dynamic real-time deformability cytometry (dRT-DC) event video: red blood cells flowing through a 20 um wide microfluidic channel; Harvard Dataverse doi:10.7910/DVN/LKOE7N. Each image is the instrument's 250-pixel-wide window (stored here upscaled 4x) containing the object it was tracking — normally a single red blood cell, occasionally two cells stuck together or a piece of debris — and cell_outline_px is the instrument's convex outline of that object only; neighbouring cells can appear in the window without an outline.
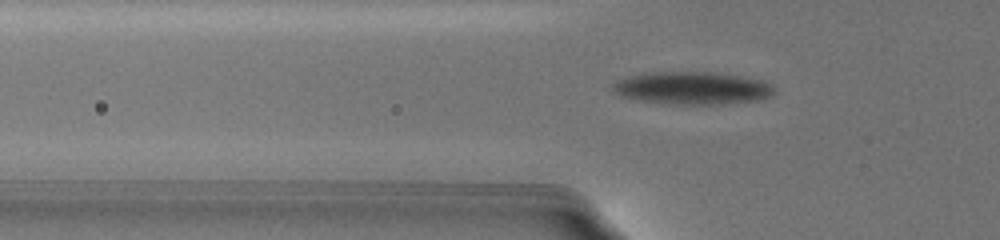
{"species": "common noctule bat (a hibernating species)", "species_latin": "Nyctalus noctula", "temperature_condition": "warm", "stored_images_in_passage": 4, "camera_frame_rate_fps": 3000, "um_per_image_px": 0.085, "animal": {"sex": "female", "body_mass_g": 19.5, "forearm_length_mm": 54.1}, "frame": {"image": 1, "passage_image": 4, "time_ms": 1.0, "image_size_px": [1000, 240], "cell_outline_px": [[772, 92], [768, 96], [756, 100], [712, 104], [668, 104], [640, 100], [620, 96], [616, 92], [616, 80], [628, 76], [648, 72], [712, 72], [740, 76], [760, 80], [768, 84], [772, 88]], "centroid_in_image_um": [58.79, 7.48], "position_along_channel_um": 67.0, "area_um2": 30.0}}